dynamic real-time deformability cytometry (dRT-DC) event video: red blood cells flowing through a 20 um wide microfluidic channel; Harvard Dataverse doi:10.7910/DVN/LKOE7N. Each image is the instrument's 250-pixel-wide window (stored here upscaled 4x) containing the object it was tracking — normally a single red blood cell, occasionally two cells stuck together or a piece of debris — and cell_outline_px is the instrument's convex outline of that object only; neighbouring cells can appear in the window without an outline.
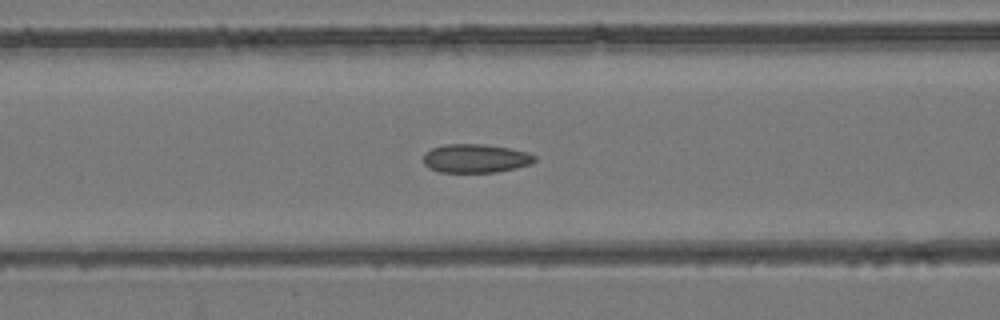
{"species": "common noctule bat (a hibernating species)", "species_latin": "Nyctalus noctula", "temperature_condition": "room temperature", "stored_images_in_passage": 49, "camera_frame_rate_fps": 3000, "um_per_image_px": 0.085, "animal": {"sex": "female", "body_mass_g": 24.6, "forearm_length_mm": 56.2}, "frame": {"image": 1, "passage_image": 18, "time_ms": 5.667, "image_size_px": [1000, 320], "cell_outline_px": [[536, 160], [528, 164], [516, 168], [496, 172], [440, 172], [428, 168], [424, 164], [424, 152], [432, 148], [444, 144], [484, 144], [508, 148], [528, 152], [536, 156]], "centroid_in_image_um": [40.4, 13.46], "position_along_channel_um": 126.2, "area_um2": 18.61}}
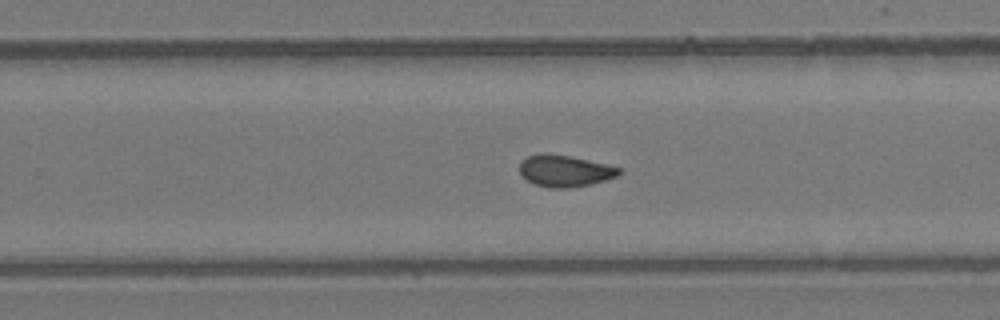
{"frame": {"image": 2, "passage_image": 30, "time_ms": 9.667, "image_size_px": [1000, 320], "cell_outline_px": [[620, 172], [616, 176], [604, 180], [588, 184], [568, 188], [548, 188], [536, 184], [528, 180], [520, 172], [520, 160], [528, 156], [540, 152], [548, 152], [568, 156], [604, 164], [620, 168]], "centroid_in_image_um": [47.94, 14.51], "position_along_channel_um": 281.9, "area_um2": 18.03}}
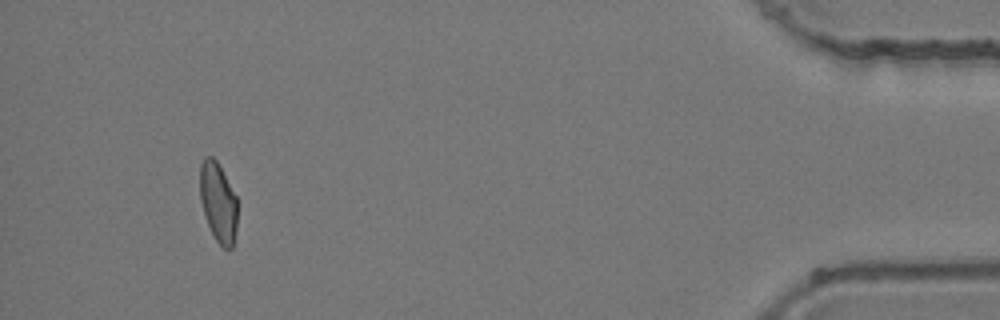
{"frame": {"image": 3, "passage_image": 46, "time_ms": 15.0, "image_size_px": [1000, 320], "cell_outline_px": [[236, 232], [232, 248], [224, 248], [216, 240], [208, 224], [200, 200], [200, 164], [204, 156], [212, 156], [216, 160], [236, 196]], "centroid_in_image_um": [18.53, 17.17], "position_along_channel_um": 416.7, "area_um2": 17.11}, "authors_computed_cell_mechanics": {"area_um2": 18.5538, "velocity_mm_per_s": 3.9016, "shape_relaxation_time_tau1_ms": null, "shape_relaxation_time_tau2_ms": 1.7042, "deformation_change_tau1": null, "deformation_change_tau2": 0.0667}}